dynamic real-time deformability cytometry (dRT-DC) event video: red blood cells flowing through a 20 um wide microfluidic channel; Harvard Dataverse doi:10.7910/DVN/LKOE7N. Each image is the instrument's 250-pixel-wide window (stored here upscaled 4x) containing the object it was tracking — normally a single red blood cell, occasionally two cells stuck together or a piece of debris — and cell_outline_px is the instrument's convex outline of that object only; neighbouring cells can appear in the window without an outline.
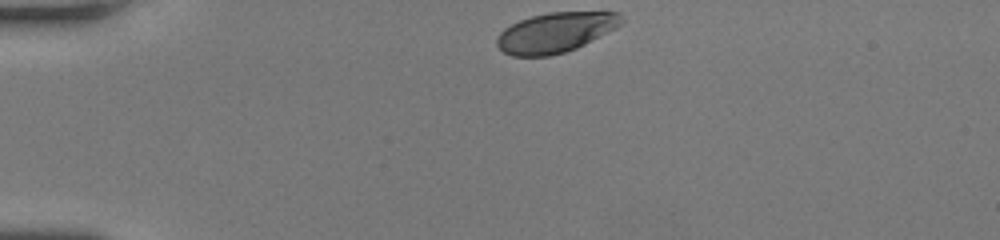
{"species": "human", "species_latin": "Homo sapiens", "temperature_condition": "room temperature", "stored_images_in_passage": 31, "camera_frame_rate_fps": 3000, "um_per_image_px": 0.085, "donor": {"sex": "female"}, "frame": {"image": 1, "passage_image": 1, "time_ms": 0.0, "image_size_px": [1000, 240], "cell_outline_px": [[624, 20], [616, 28], [576, 48], [564, 52], [548, 56], [512, 56], [504, 52], [496, 44], [496, 36], [504, 28], [520, 20], [532, 16], [548, 12], [620, 12]], "centroid_in_image_um": [47.2, 2.75], "position_along_channel_um": 37.8, "area_um2": 28.9}}
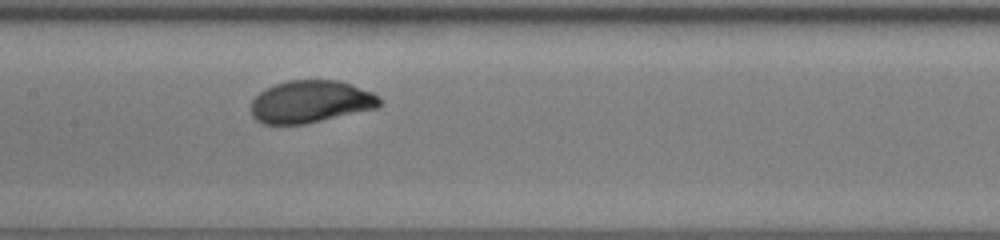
{"frame": {"image": 2, "passage_image": 15, "time_ms": 4.667, "image_size_px": [1000, 240], "cell_outline_px": [[384, 104], [380, 108], [304, 124], [264, 124], [256, 120], [252, 116], [252, 100], [264, 88], [288, 80], [336, 80], [372, 92], [380, 96]], "centroid_in_image_um": [26.44, 8.65], "position_along_channel_um": 181.0, "area_um2": 31.91}}
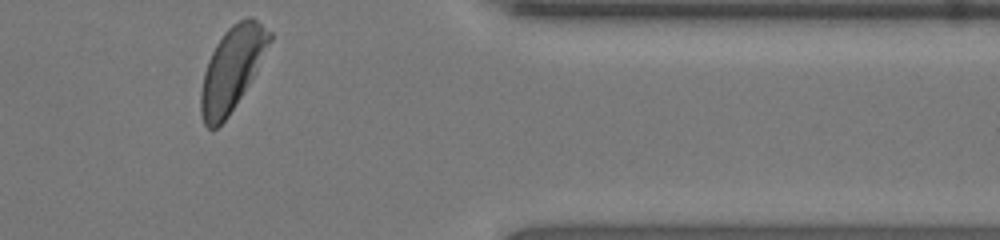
{"frame": {"image": 3, "passage_image": 31, "time_ms": 10.0, "image_size_px": [1000, 240], "cell_outline_px": [[272, 40], [256, 72], [228, 116], [216, 128], [208, 128], [204, 124], [200, 112], [200, 92], [204, 72], [208, 60], [216, 44], [224, 32], [232, 24], [248, 16], [252, 16], [272, 32]], "centroid_in_image_um": [19.72, 5.82], "position_along_channel_um": 391.7, "area_um2": 33.18}, "authors_computed_cell_mechanics": {"area_um2": 32.079, "velocity_mm_per_s": 4.2644, "shape_relaxation_time_tau1_ms": 1.9259, "shape_relaxation_time_tau2_ms": null, "deformation_change_tau1": 0.123, "deformation_change_tau2": null}}